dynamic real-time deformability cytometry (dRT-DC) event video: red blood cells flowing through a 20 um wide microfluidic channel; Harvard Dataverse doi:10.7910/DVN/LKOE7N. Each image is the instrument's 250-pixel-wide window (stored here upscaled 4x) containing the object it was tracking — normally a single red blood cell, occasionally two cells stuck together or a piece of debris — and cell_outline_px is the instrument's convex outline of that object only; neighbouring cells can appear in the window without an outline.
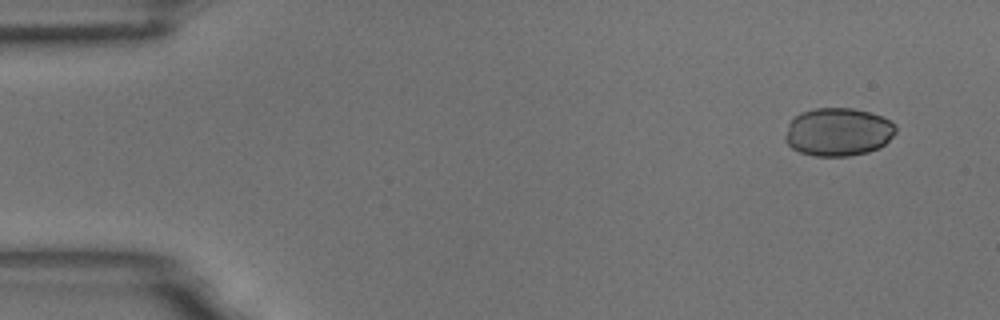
{"species": "common noctule bat (a hibernating species)", "species_latin": "Nyctalus noctula", "temperature_condition": "room temperature", "stored_images_in_passage": 9, "camera_frame_rate_fps": 3000, "um_per_image_px": 0.085, "animal": {"sex": "male", "body_mass_g": 18.8}, "frame": {"image": 1, "passage_image": 1, "time_ms": 0.0, "image_size_px": [1000, 320], "cell_outline_px": [[896, 132], [880, 148], [868, 152], [848, 156], [816, 156], [800, 152], [792, 148], [784, 140], [784, 136], [788, 124], [800, 112], [816, 108], [852, 108], [868, 112], [880, 116], [888, 120], [896, 128]], "centroid_in_image_um": [71.21, 11.22], "position_along_channel_um": 13.8, "area_um2": 30.92}}